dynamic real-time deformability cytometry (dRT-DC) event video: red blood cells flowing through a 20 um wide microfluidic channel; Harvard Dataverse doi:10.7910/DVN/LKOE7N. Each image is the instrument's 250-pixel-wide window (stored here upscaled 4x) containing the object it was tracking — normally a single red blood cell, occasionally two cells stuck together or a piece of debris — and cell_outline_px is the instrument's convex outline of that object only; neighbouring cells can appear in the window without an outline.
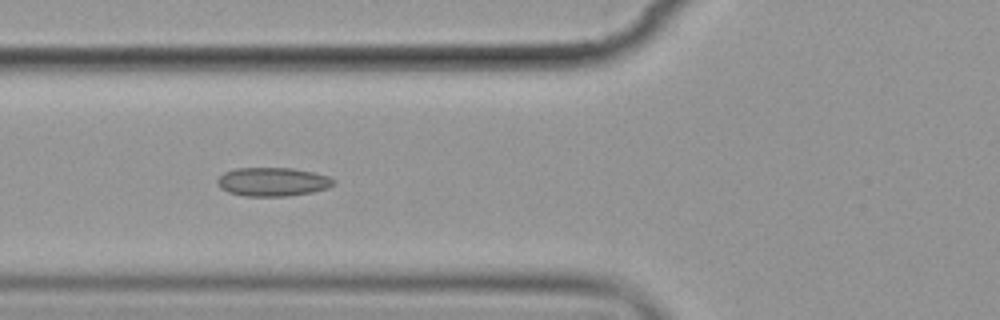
{"species": "common noctule bat (a hibernating species)", "species_latin": "Nyctalus noctula", "temperature_condition": "cold", "stored_images_in_passage": 7, "camera_frame_rate_fps": 3000, "um_per_image_px": 0.085, "animal": {"sex": "female", "body_mass_g": 19.9}, "frame": {"image": 1, "passage_image": 7, "time_ms": 7.0, "image_size_px": [1000, 320], "cell_outline_px": [[336, 184], [328, 188], [312, 192], [288, 196], [244, 196], [228, 192], [220, 188], [216, 184], [216, 180], [224, 172], [236, 168], [292, 168], [312, 172], [328, 176], [336, 180]], "centroid_in_image_um": [23.17, 15.46], "position_along_channel_um": 102.6, "area_um2": 19.59}}